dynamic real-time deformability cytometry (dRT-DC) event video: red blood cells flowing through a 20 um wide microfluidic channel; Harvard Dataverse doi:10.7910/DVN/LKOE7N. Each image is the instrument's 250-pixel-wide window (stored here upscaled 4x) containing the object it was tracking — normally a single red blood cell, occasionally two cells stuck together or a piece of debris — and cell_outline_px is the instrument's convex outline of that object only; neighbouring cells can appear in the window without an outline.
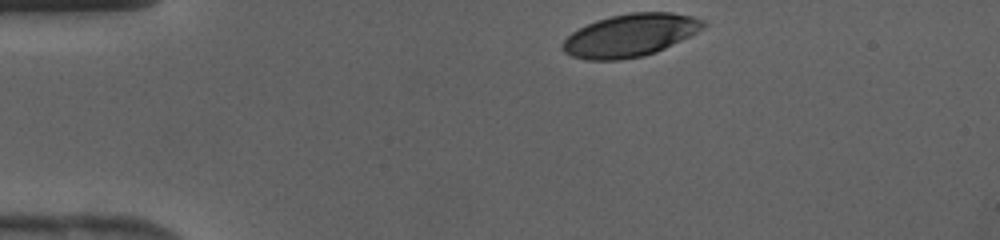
{"species": "human", "species_latin": "Homo sapiens", "temperature_condition": "cold", "stored_images_in_passage": 29, "camera_frame_rate_fps": 3000, "um_per_image_px": 0.085, "donor": {"sex": "female"}, "frame": {"image": 1, "passage_image": 1, "time_ms": 0.0, "image_size_px": [1000, 240], "cell_outline_px": [[708, 24], [704, 28], [656, 52], [644, 56], [620, 60], [584, 60], [572, 56], [564, 52], [560, 48], [564, 40], [572, 32], [596, 20], [612, 16], [632, 12], [672, 12], [692, 16], [704, 20]], "centroid_in_image_um": [53.55, 3.0], "position_along_channel_um": 31.4, "area_um2": 34.91}}
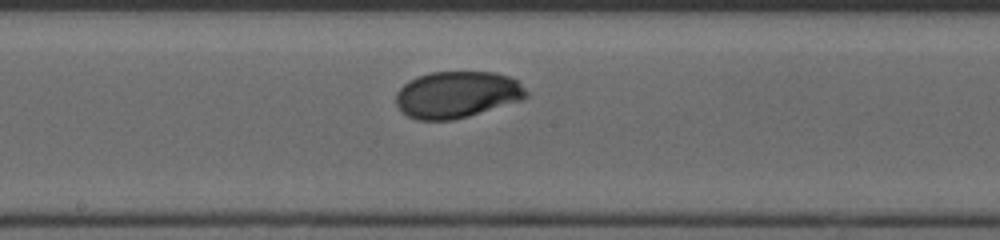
{"frame": {"image": 2, "passage_image": 16, "time_ms": 5.0, "image_size_px": [1000, 240], "cell_outline_px": [[528, 96], [520, 100], [468, 116], [452, 120], [416, 120], [408, 116], [396, 104], [396, 92], [408, 80], [416, 76], [432, 72], [496, 72], [508, 76], [516, 80], [528, 92]], "centroid_in_image_um": [38.82, 8.03], "position_along_channel_um": 209.4, "area_um2": 35.26}}
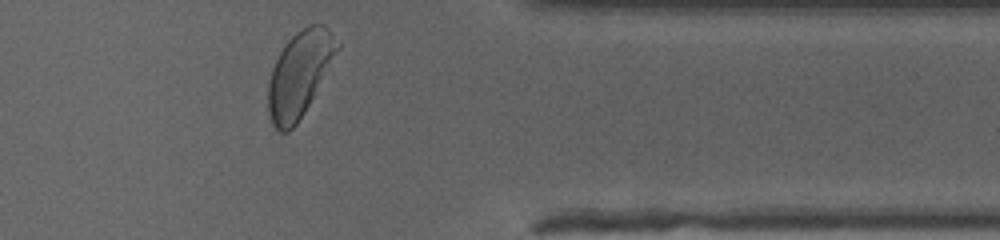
{"frame": {"image": 3, "passage_image": 28, "time_ms": 9.0, "image_size_px": [1000, 240], "cell_outline_px": [[340, 48], [304, 112], [296, 124], [288, 132], [280, 132], [272, 124], [268, 112], [268, 80], [272, 68], [284, 44], [296, 32], [308, 24], [324, 24], [328, 28], [340, 44]], "centroid_in_image_um": [25.44, 6.27], "position_along_channel_um": 386.0, "area_um2": 34.1}}